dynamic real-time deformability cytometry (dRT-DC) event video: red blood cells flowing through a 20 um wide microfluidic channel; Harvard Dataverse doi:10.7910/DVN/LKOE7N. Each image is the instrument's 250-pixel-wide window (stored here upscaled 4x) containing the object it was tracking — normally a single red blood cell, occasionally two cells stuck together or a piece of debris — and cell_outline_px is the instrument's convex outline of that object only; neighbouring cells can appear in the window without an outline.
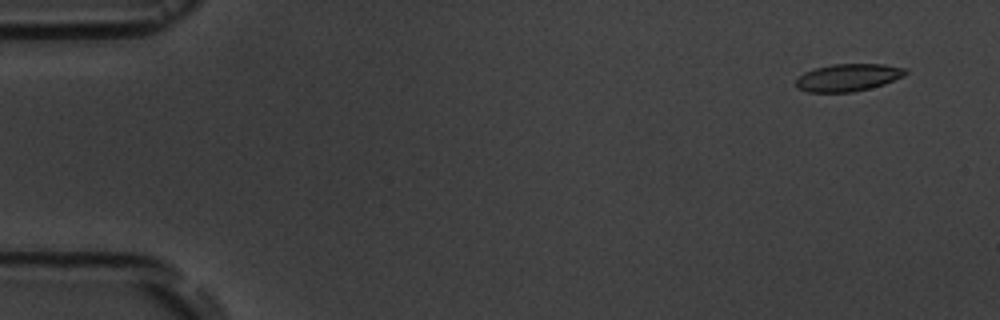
{"species": "common noctule bat (a hibernating species)", "species_latin": "Nyctalus noctula", "temperature_condition": "room temperature", "stored_images_in_passage": 4, "camera_frame_rate_fps": 3000, "um_per_image_px": 0.085, "animal": {"sex": "male", "body_mass_g": 19.5, "forearm_length_mm": 54.6}, "frame": {"image": 1, "passage_image": 1, "time_ms": 0.0, "image_size_px": [1000, 320], "cell_outline_px": [[908, 72], [904, 76], [884, 84], [852, 92], [808, 92], [796, 88], [796, 80], [804, 72], [816, 68], [832, 64], [884, 64], [904, 68]], "centroid_in_image_um": [72.08, 6.59], "position_along_channel_um": 12.9, "area_um2": 17.4}}